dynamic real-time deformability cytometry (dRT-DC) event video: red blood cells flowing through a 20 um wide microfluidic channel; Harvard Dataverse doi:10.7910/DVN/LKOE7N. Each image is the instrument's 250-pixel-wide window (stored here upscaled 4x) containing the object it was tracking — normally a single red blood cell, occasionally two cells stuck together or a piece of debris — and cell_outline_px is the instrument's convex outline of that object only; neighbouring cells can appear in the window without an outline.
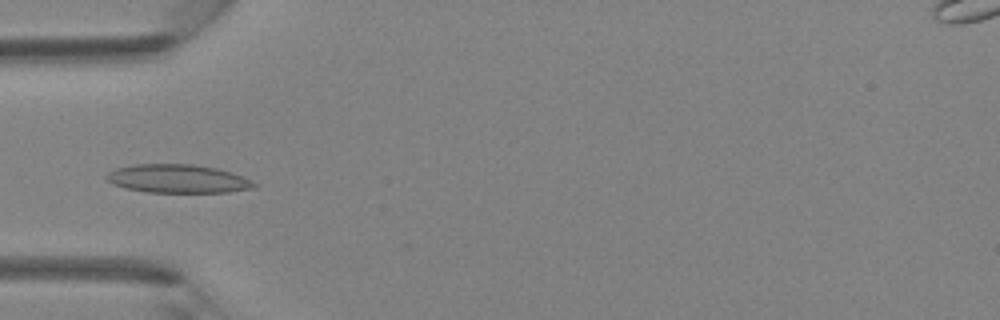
{"species": "Egyptian fruit bat (a non-hibernating species)", "species_latin": "Rousettus aegyptiacus", "temperature_condition": "room temperature", "stored_images_in_passage": 37, "camera_frame_rate_fps": 3000, "um_per_image_px": 0.085, "animal": {"sex": "female"}, "frame": {"image": 1, "passage_image": 14, "time_ms": 4.333, "image_size_px": [1000, 320], "cell_outline_px": [[260, 184], [256, 188], [228, 192], [144, 192], [124, 188], [112, 184], [104, 176], [108, 172], [116, 168], [132, 164], [192, 164], [216, 168], [232, 172], [244, 176]], "centroid_in_image_um": [15.14, 15.19], "position_along_channel_um": 69.9, "area_um2": 24.85}}
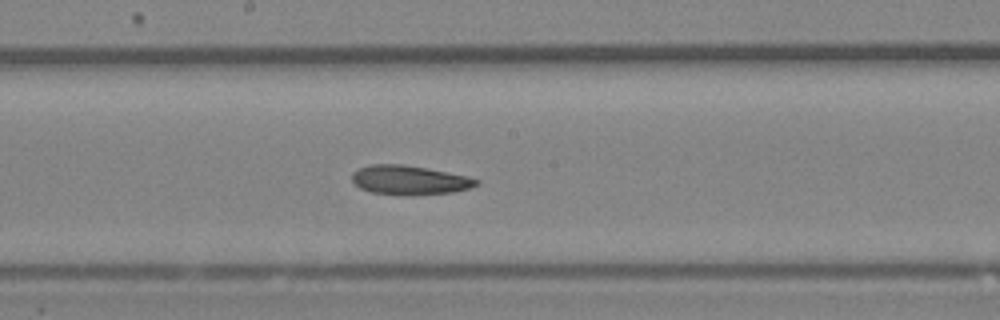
{"frame": {"image": 2, "passage_image": 23, "time_ms": 7.333, "image_size_px": [1000, 320], "cell_outline_px": [[480, 184], [472, 188], [452, 192], [412, 196], [408, 196], [372, 192], [360, 188], [352, 184], [352, 172], [368, 164], [400, 164], [424, 168], [468, 176], [480, 180]], "centroid_in_image_um": [34.8, 15.32], "position_along_channel_um": 213.4, "area_um2": 21.39}}
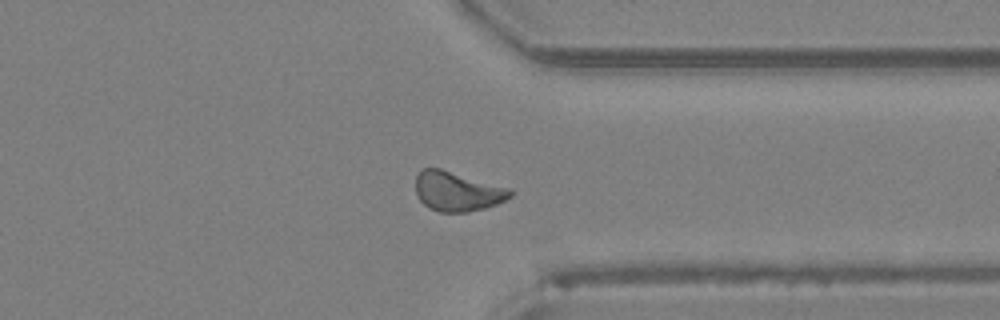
{"frame": {"image": 3, "passage_image": 33, "time_ms": 10.667, "image_size_px": [1000, 320], "cell_outline_px": [[512, 196], [496, 204], [484, 208], [468, 212], [440, 212], [428, 208], [416, 196], [416, 176], [424, 168], [440, 168], [512, 188]], "centroid_in_image_um": [38.88, 16.27], "position_along_channel_um": 372.5, "area_um2": 21.91}}